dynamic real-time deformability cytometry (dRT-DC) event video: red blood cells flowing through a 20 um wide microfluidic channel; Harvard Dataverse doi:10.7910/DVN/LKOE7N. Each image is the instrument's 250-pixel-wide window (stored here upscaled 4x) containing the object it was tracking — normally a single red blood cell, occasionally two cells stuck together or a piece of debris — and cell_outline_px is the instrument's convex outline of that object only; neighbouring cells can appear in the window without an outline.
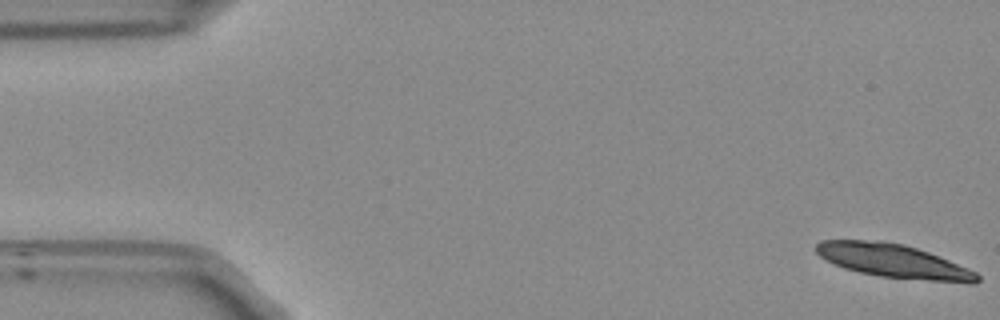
{"species": "Egyptian fruit bat (a non-hibernating species)", "species_latin": "Rousettus aegyptiacus", "temperature_condition": "room temperature", "stored_images_in_passage": 29, "camera_frame_rate_fps": 3000, "um_per_image_px": 0.085, "frame": {"image": 1, "passage_image": 1, "time_ms": 0.0, "image_size_px": [1000, 320], "cell_outline_px": [[980, 280], [976, 284], [972, 284], [880, 276], [860, 272], [844, 268], [820, 256], [816, 252], [816, 244], [820, 240], [880, 240], [904, 244], [928, 252], [968, 268], [976, 272], [980, 276]], "centroid_in_image_um": [75.98, 22.18], "position_along_channel_um": 9.0, "area_um2": 31.39}}
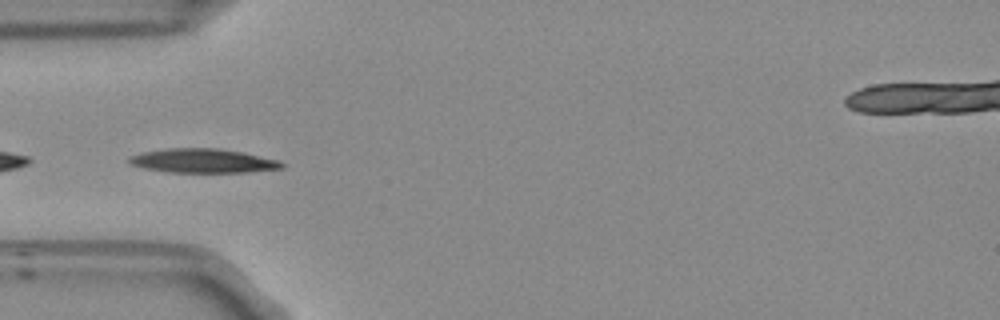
{"frame": {"image": 2, "passage_image": 17, "time_ms": 5.333, "image_size_px": [1000, 320], "cell_outline_px": [[284, 168], [244, 172], [168, 172], [144, 168], [128, 164], [128, 156], [144, 152], [164, 148], [220, 148], [280, 160], [284, 164]], "centroid_in_image_um": [17.21, 13.66], "position_along_channel_um": 67.8, "area_um2": 21.44}}